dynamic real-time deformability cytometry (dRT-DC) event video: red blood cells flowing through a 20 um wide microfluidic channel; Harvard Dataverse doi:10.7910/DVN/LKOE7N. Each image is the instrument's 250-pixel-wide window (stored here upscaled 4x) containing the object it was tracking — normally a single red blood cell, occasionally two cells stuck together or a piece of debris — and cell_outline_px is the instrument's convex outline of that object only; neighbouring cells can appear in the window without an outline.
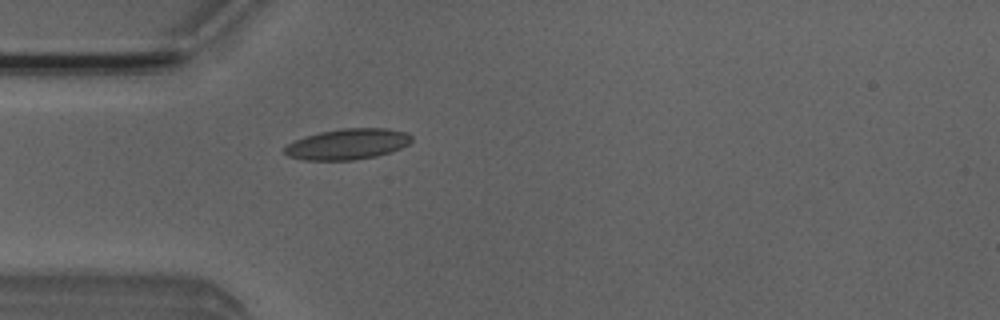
{"species": "Egyptian fruit bat (a non-hibernating species)", "species_latin": "Rousettus aegyptiacus", "temperature_condition": "room temperature", "stored_images_in_passage": 5, "camera_frame_rate_fps": 3000, "um_per_image_px": 0.085, "animal": {"sex": "male"}, "frame": {"image": 1, "passage_image": 5, "time_ms": 4.667, "image_size_px": [1000, 320], "cell_outline_px": [[412, 140], [408, 144], [392, 152], [376, 156], [352, 160], [304, 160], [288, 156], [284, 152], [284, 148], [288, 144], [304, 136], [320, 132], [344, 128], [388, 128], [408, 132], [412, 136]], "centroid_in_image_um": [29.57, 12.24], "position_along_channel_um": 55.4, "area_um2": 22.83}}